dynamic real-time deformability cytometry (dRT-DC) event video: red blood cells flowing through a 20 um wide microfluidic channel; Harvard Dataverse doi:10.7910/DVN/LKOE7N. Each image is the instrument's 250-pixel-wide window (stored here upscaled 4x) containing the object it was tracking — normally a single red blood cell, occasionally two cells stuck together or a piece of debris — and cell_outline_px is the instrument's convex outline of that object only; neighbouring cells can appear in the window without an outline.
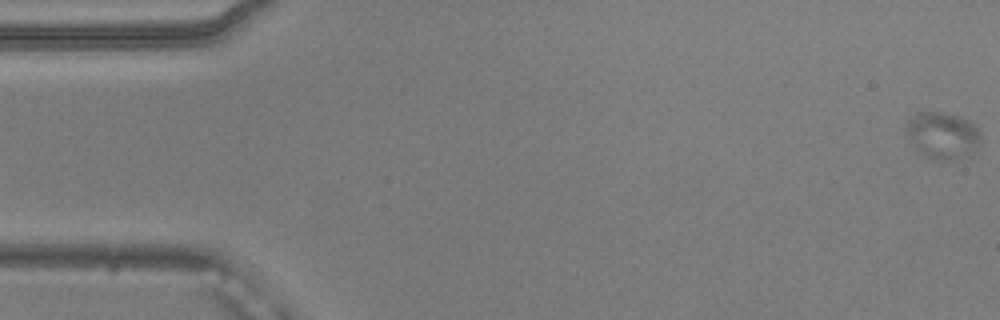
{"species": "common noctule bat (a hibernating species)", "species_latin": "Nyctalus noctula", "temperature_condition": "warm", "stored_images_in_passage": 7, "camera_frame_rate_fps": 3000, "um_per_image_px": 0.085, "animal": {"sex": "male", "body_mass_g": 20.5, "forearm_length_mm": 52.5}, "frame": {"image": 1, "passage_image": 1, "time_ms": 0.0, "image_size_px": [1000, 320], "cell_outline_px": [[980, 148], [968, 156], [952, 160], [932, 160], [916, 152], [912, 148], [908, 140], [904, 128], [904, 120], [908, 116], [916, 112], [940, 112], [960, 116], [968, 120], [980, 132]], "centroid_in_image_um": [80.03, 11.52], "position_along_channel_um": 5.0, "area_um2": 21.33}}